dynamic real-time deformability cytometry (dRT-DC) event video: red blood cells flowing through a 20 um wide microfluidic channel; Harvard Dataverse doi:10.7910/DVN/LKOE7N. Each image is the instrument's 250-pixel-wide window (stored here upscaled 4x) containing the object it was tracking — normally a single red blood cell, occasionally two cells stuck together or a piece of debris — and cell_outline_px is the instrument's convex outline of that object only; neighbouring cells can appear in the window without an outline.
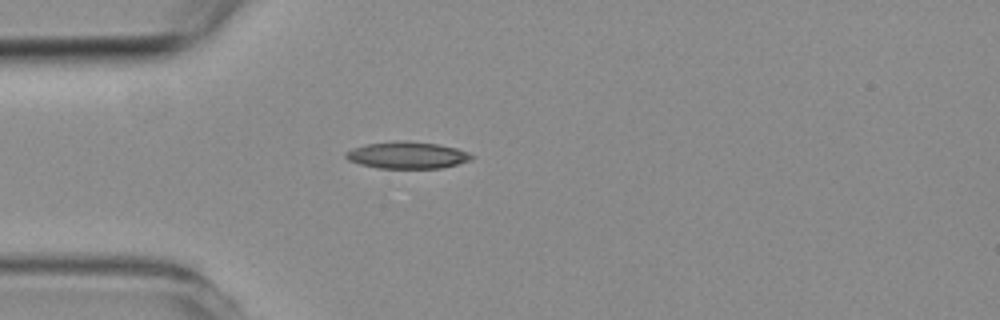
{"species": "common noctule bat (a hibernating species)", "species_latin": "Nyctalus noctula", "temperature_condition": "room temperature", "stored_images_in_passage": 3, "camera_frame_rate_fps": 3000, "um_per_image_px": 0.085, "animal": {"sex": "female", "body_mass_g": 19.3, "forearm_length_mm": 54.1}, "frame": {"image": 1, "passage_image": 3, "time_ms": 2.667, "image_size_px": [1000, 320], "cell_outline_px": [[476, 156], [472, 160], [440, 168], [376, 168], [360, 164], [348, 160], [344, 156], [344, 152], [352, 148], [368, 144], [436, 144], [456, 148], [468, 152]], "centroid_in_image_um": [34.63, 13.25], "position_along_channel_um": 50.4, "area_um2": 18.67}}